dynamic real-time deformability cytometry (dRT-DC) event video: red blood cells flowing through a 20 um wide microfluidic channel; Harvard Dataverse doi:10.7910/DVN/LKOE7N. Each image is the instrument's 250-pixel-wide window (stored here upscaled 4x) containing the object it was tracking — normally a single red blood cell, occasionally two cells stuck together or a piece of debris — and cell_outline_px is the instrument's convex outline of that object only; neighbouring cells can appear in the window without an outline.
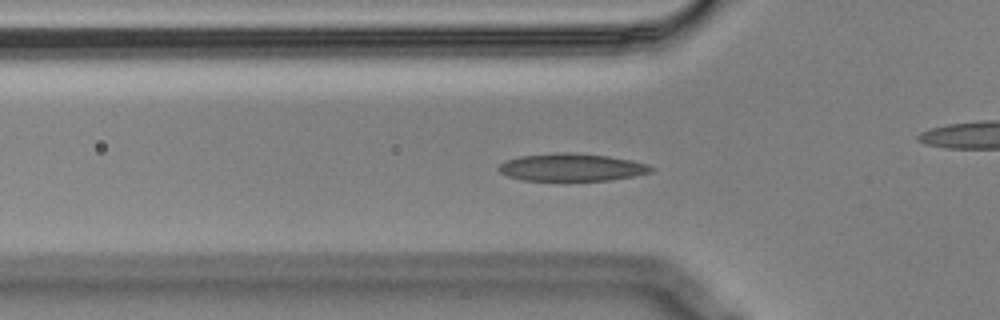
{"species": "Egyptian fruit bat (a non-hibernating species)", "species_latin": "Rousettus aegyptiacus", "temperature_condition": "cold", "stored_images_in_passage": 48, "camera_frame_rate_fps": 3000, "um_per_image_px": 0.085, "animal": {"sex": "male"}, "frame": {"image": 1, "passage_image": 14, "time_ms": 4.333, "image_size_px": [1000, 320], "cell_outline_px": [[656, 168], [652, 172], [632, 176], [608, 180], [524, 180], [508, 176], [500, 172], [496, 168], [504, 160], [520, 156], [564, 152], [568, 152], [608, 156], [632, 160], [648, 164]], "centroid_in_image_um": [48.59, 14.21], "position_along_channel_um": 77.2, "area_um2": 24.39}}
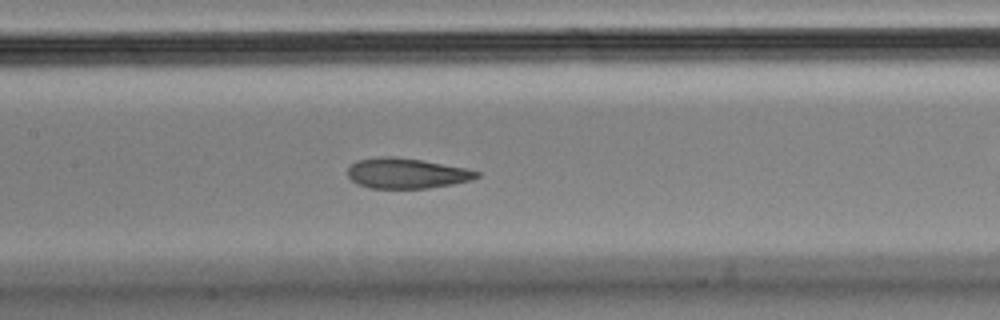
{"frame": {"image": 2, "passage_image": 22, "time_ms": 7.0, "image_size_px": [1000, 320], "cell_outline_px": [[480, 176], [472, 180], [452, 184], [428, 188], [368, 188], [356, 184], [348, 176], [348, 168], [356, 160], [380, 156], [392, 156], [420, 160], [464, 168], [480, 172]], "centroid_in_image_um": [34.52, 14.73], "position_along_channel_um": 172.9, "area_um2": 22.72}}
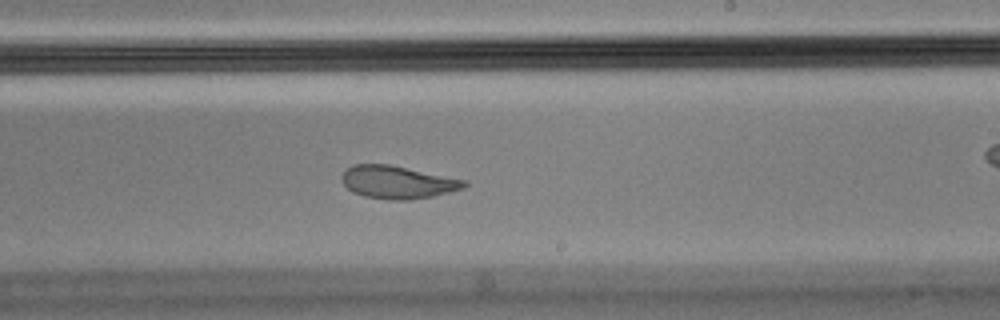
{"frame": {"image": 3, "passage_image": 29, "time_ms": 9.333, "image_size_px": [1000, 320], "cell_outline_px": [[468, 184], [464, 188], [432, 196], [408, 200], [388, 200], [364, 196], [352, 192], [344, 184], [340, 176], [352, 164], [388, 164], [468, 180]], "centroid_in_image_um": [33.8, 15.48], "position_along_channel_um": 255.2, "area_um2": 23.41}, "authors_computed_cell_mechanics": {"area_um2": 23.6113, "velocity_mm_per_s": 3.5469, "shape_relaxation_time_tau1_ms": 6.0341, "shape_relaxation_time_tau2_ms": 1.5143, "deformation_change_tau1": 0.1961, "deformation_change_tau2": 0.0662}}